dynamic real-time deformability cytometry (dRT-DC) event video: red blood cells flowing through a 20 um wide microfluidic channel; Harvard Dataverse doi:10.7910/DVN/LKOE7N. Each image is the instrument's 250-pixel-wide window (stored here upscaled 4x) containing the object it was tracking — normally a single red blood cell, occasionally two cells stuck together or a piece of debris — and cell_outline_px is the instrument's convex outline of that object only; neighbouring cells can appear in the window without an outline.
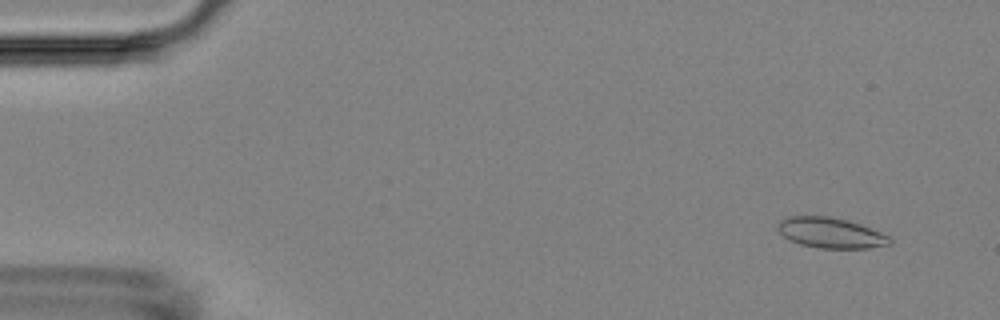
{"species": "Egyptian fruit bat (a non-hibernating species)", "species_latin": "Rousettus aegyptiacus", "temperature_condition": "room temperature", "stored_images_in_passage": 55, "camera_frame_rate_fps": 3000, "um_per_image_px": 0.085, "animal": {"sex": "female"}, "frame": {"image": 1, "passage_image": 4, "time_ms": 1.0, "image_size_px": [1000, 320], "cell_outline_px": [[892, 244], [868, 248], [820, 248], [800, 244], [788, 240], [776, 228], [780, 220], [788, 216], [828, 216], [848, 220], [860, 224], [880, 232], [888, 236], [892, 240]], "centroid_in_image_um": [70.59, 19.79], "position_along_channel_um": 14.4, "area_um2": 19.88}}
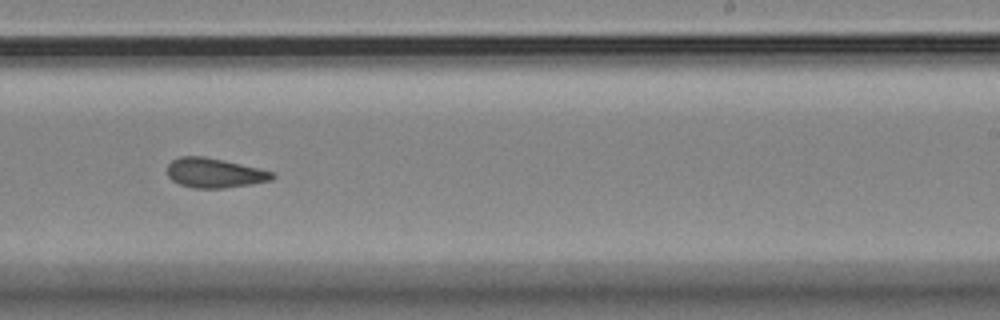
{"frame": {"image": 2, "passage_image": 34, "time_ms": 11.0, "image_size_px": [1000, 320], "cell_outline_px": [[276, 176], [272, 180], [252, 184], [224, 188], [192, 188], [180, 184], [172, 180], [168, 176], [168, 164], [172, 160], [180, 156], [204, 156], [224, 160], [260, 168], [276, 172]], "centroid_in_image_um": [18.27, 14.7], "position_along_channel_um": 270.7, "area_um2": 18.32}}
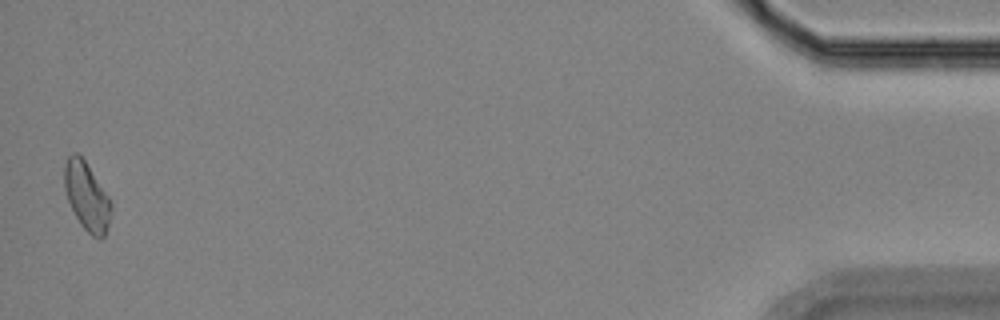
{"frame": {"image": 3, "passage_image": 54, "time_ms": 17.667, "image_size_px": [1000, 320], "cell_outline_px": [[112, 208], [108, 224], [104, 236], [100, 240], [92, 236], [80, 224], [68, 200], [64, 188], [64, 164], [68, 156], [72, 152], [76, 152], [84, 160], [108, 196], [112, 204]], "centroid_in_image_um": [7.36, 16.69], "position_along_channel_um": 427.8, "area_um2": 18.32}, "authors_computed_cell_mechanics": {"area_um2": 18.4382, "velocity_mm_per_s": 3.6483, "shape_relaxation_time_tau1_ms": null, "shape_relaxation_time_tau2_ms": 2.5211, "deformation_change_tau1": null, "deformation_change_tau2": 0.0902}}